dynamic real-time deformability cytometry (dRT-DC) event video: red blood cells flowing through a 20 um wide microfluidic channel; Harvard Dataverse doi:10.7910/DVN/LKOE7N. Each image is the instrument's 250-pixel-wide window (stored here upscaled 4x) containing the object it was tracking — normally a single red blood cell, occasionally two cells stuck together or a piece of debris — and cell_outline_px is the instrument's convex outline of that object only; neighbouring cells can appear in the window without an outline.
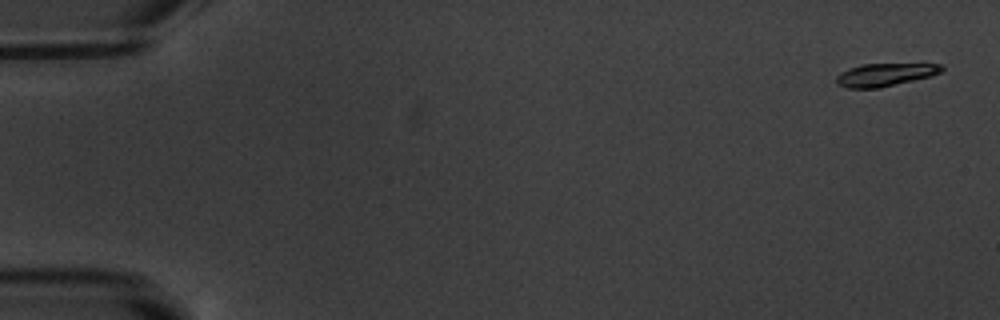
{"species": "common noctule bat (a hibernating species)", "species_latin": "Nyctalus noctula", "temperature_condition": "warm", "stored_images_in_passage": 6, "segment_of_instrument_passage": [1, 2], "camera_frame_rate_fps": 3000, "um_per_image_px": 0.085, "animal": {"sex": "male", "body_mass_g": 20.1, "forearm_length_mm": 53.5}, "frame": {"image": 1, "passage_image": 1, "time_ms": 0.0, "image_size_px": [1000, 320], "cell_outline_px": [[944, 68], [940, 72], [932, 76], [880, 88], [848, 88], [836, 84], [836, 76], [840, 72], [848, 68], [860, 64], [940, 64]], "centroid_in_image_um": [75.19, 6.35], "position_along_channel_um": 9.8, "area_um2": 14.1}}